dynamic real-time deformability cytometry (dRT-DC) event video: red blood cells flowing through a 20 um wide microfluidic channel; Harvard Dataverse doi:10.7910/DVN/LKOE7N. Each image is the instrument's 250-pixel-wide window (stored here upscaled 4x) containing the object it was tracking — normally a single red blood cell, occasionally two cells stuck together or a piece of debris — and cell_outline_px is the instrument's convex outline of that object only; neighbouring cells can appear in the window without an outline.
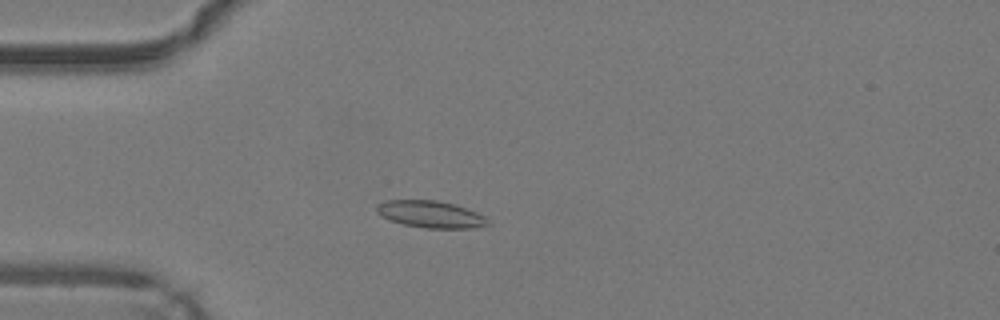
{"species": "common noctule bat (a hibernating species)", "species_latin": "Nyctalus noctula", "temperature_condition": "warm", "stored_images_in_passage": 47, "camera_frame_rate_fps": 3000, "um_per_image_px": 0.085, "animal": {"sex": "male", "body_mass_g": 19.2, "forearm_length_mm": 51.8}, "frame": {"image": 1, "passage_image": 12, "time_ms": 3.667, "image_size_px": [1000, 320], "cell_outline_px": [[492, 224], [472, 228], [424, 228], [404, 224], [380, 216], [376, 212], [376, 204], [384, 200], [436, 200], [452, 204], [476, 212], [484, 216]], "centroid_in_image_um": [36.57, 18.21], "position_along_channel_um": 48.4, "area_um2": 17.4}}
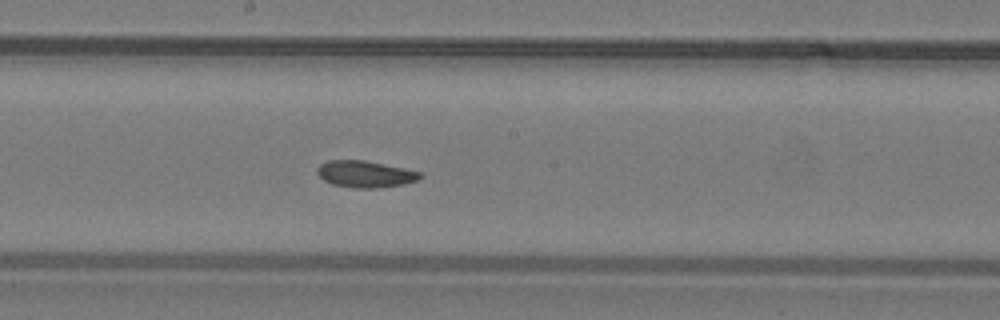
{"frame": {"image": 2, "passage_image": 25, "time_ms": 8.0, "image_size_px": [1000, 320], "cell_outline_px": [[424, 176], [416, 180], [404, 184], [376, 188], [356, 188], [332, 184], [324, 180], [316, 172], [316, 168], [320, 164], [328, 160], [364, 160], [404, 168], [420, 172]], "centroid_in_image_um": [31.03, 14.79], "position_along_channel_um": 217.2, "area_um2": 15.95}}
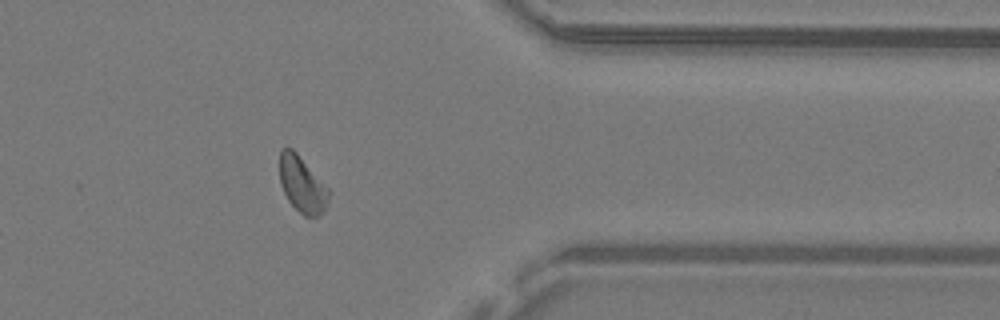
{"frame": {"image": 3, "passage_image": 38, "time_ms": 12.333, "image_size_px": [1000, 320], "cell_outline_px": [[332, 192], [324, 212], [320, 216], [304, 216], [288, 200], [280, 184], [280, 152], [284, 148], [292, 148], [296, 152]], "centroid_in_image_um": [25.71, 15.71], "position_along_channel_um": 385.7, "area_um2": 16.01}, "authors_computed_cell_mechanics": {"area_um2": 16.473, "velocity_mm_per_s": 4.2293, "shape_relaxation_time_tau1_ms": 9.3059, "shape_relaxation_time_tau2_ms": 3.8814, "deformation_change_tau1": 0.1304, "deformation_change_tau2": 0.0888}}